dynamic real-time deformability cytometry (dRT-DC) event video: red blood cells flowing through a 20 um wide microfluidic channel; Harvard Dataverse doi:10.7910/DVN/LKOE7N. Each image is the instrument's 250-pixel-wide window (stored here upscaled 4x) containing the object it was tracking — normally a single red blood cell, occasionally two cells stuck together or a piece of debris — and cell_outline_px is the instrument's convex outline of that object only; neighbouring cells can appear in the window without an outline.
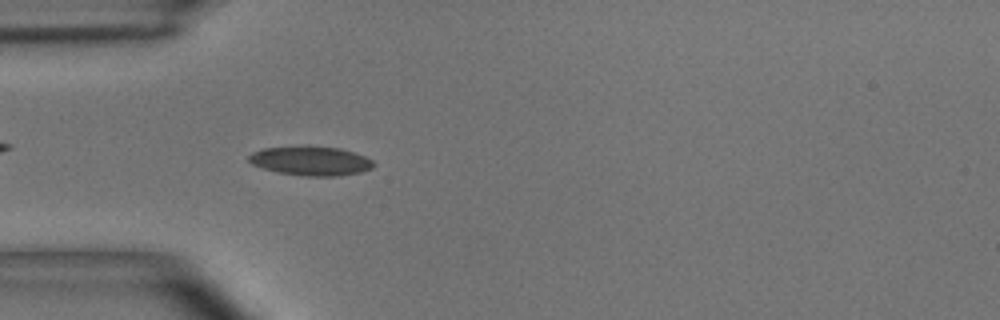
{"species": "common noctule bat (a hibernating species)", "species_latin": "Nyctalus noctula", "temperature_condition": "room temperature", "stored_images_in_passage": 46, "camera_frame_rate_fps": 3000, "um_per_image_px": 0.085, "animal": {"sex": "male", "body_mass_g": 15.6}, "frame": {"image": 1, "passage_image": 7, "time_ms": 2.0, "image_size_px": [1000, 320], "cell_outline_px": [[376, 164], [372, 168], [360, 172], [336, 176], [304, 176], [276, 172], [252, 164], [248, 160], [248, 156], [252, 152], [264, 148], [308, 144], [340, 148], [364, 156], [372, 160]], "centroid_in_image_um": [26.4, 13.65], "position_along_channel_um": 58.6, "area_um2": 21.62}}
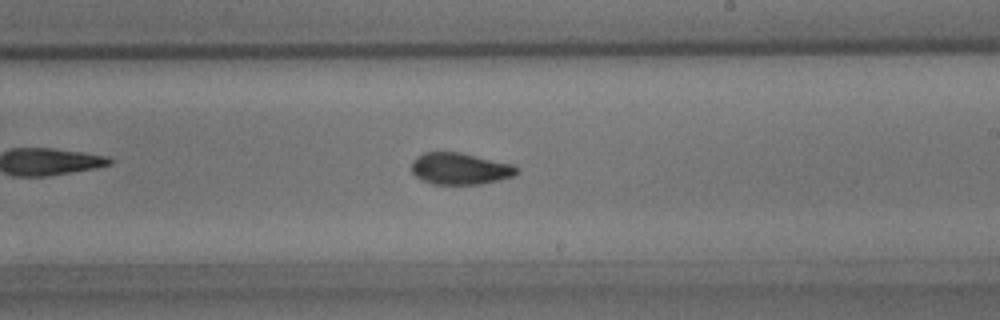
{"frame": {"image": 2, "passage_image": 23, "time_ms": 7.333, "image_size_px": [1000, 320], "cell_outline_px": [[520, 172], [516, 176], [500, 180], [480, 184], [432, 184], [416, 176], [412, 172], [412, 160], [416, 156], [424, 152], [460, 152], [512, 164], [520, 168]], "centroid_in_image_um": [39.14, 14.33], "position_along_channel_um": 249.9, "area_um2": 19.59}}
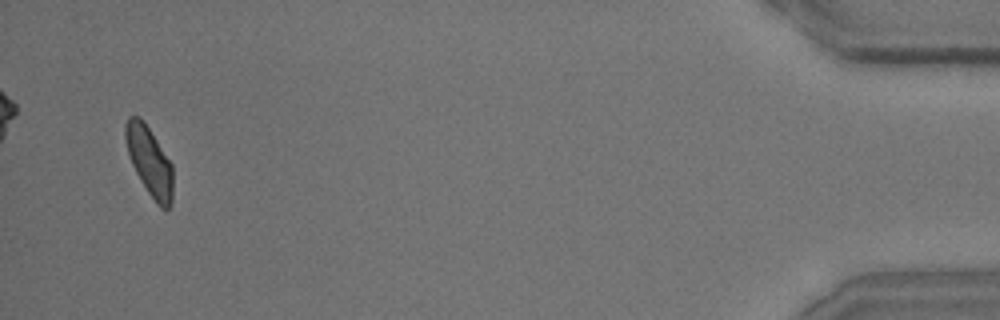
{"frame": {"image": 3, "passage_image": 44, "time_ms": 14.333, "image_size_px": [1000, 320], "cell_outline_px": [[172, 200], [168, 208], [160, 208], [156, 204], [148, 192], [136, 172], [132, 164], [128, 152], [124, 136], [124, 124], [128, 116], [140, 116], [144, 120], [172, 164]], "centroid_in_image_um": [12.68, 13.66], "position_along_channel_um": 422.5, "area_um2": 19.02}, "authors_computed_cell_mechanics": {"area_um2": 19.6231, "velocity_mm_per_s": 3.6253, "shape_relaxation_time_tau1_ms": 6.4243, "shape_relaxation_time_tau2_ms": 2.1783, "deformation_change_tau1": 0.1647, "deformation_change_tau2": 0.0648}}